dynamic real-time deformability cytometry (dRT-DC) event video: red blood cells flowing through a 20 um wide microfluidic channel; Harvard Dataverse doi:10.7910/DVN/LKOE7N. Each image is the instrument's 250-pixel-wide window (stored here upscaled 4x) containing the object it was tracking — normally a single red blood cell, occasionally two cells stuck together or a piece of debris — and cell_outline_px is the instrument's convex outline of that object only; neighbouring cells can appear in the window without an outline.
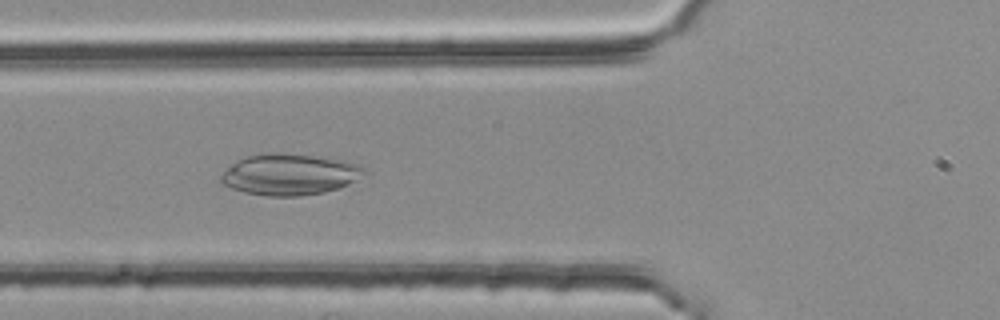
{"species": "common noctule bat (a hibernating species)", "species_latin": "Nyctalus noctula", "temperature_condition": "room temperature", "stored_images_in_passage": 39, "camera_frame_rate_fps": 3000, "um_per_image_px": 0.085, "animal": {"sex": "female", "body_mass_g": 25.1}, "frame": {"image": 1, "passage_image": 11, "time_ms": 3.333, "image_size_px": [1000, 320], "cell_outline_px": [[364, 172], [356, 180], [340, 188], [324, 192], [300, 196], [264, 196], [244, 192], [232, 188], [224, 184], [220, 180], [220, 176], [236, 160], [248, 156], [272, 152], [276, 152], [316, 156], [344, 160], [364, 164]], "centroid_in_image_um": [24.64, 14.82], "position_along_channel_um": 101.2, "area_um2": 34.45}}
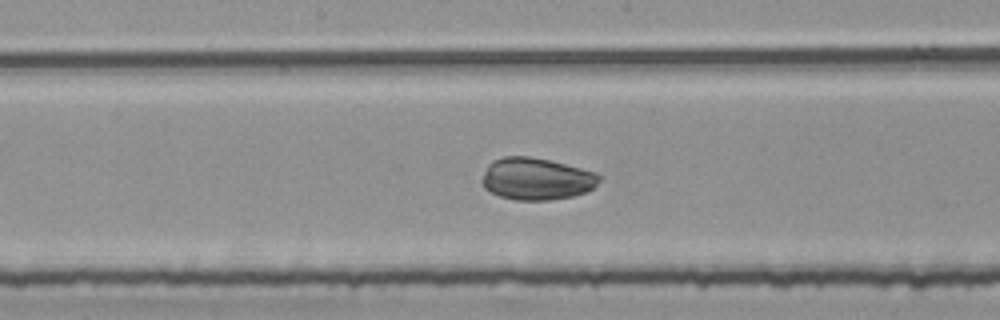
{"frame": {"image": 2, "passage_image": 19, "time_ms": 6.0, "image_size_px": [1000, 320], "cell_outline_px": [[604, 176], [592, 188], [584, 192], [572, 196], [548, 200], [516, 200], [500, 196], [484, 188], [480, 180], [488, 164], [492, 160], [504, 156], [528, 156], [548, 160], [596, 172]], "centroid_in_image_um": [45.57, 15.19], "position_along_channel_um": 202.6, "area_um2": 28.73}}
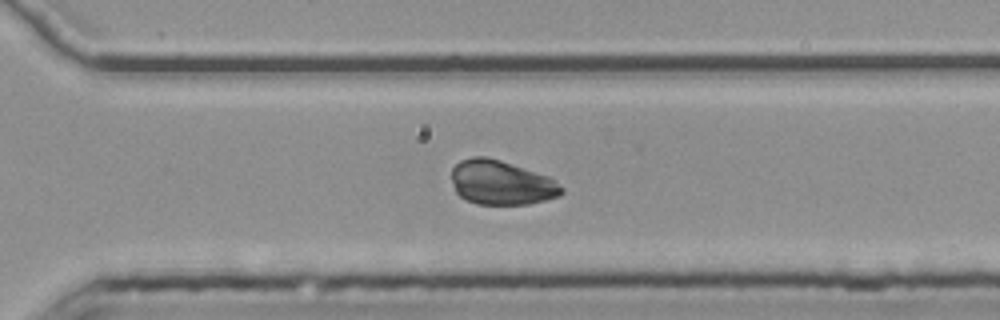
{"frame": {"image": 3, "passage_image": 29, "time_ms": 9.333, "image_size_px": [1000, 320], "cell_outline_px": [[564, 192], [560, 196], [528, 204], [476, 204], [460, 196], [456, 192], [452, 180], [452, 168], [460, 160], [472, 156], [484, 156], [500, 160], [548, 176], [564, 188]], "centroid_in_image_um": [42.61, 15.52], "position_along_channel_um": 328.0, "area_um2": 28.32}}